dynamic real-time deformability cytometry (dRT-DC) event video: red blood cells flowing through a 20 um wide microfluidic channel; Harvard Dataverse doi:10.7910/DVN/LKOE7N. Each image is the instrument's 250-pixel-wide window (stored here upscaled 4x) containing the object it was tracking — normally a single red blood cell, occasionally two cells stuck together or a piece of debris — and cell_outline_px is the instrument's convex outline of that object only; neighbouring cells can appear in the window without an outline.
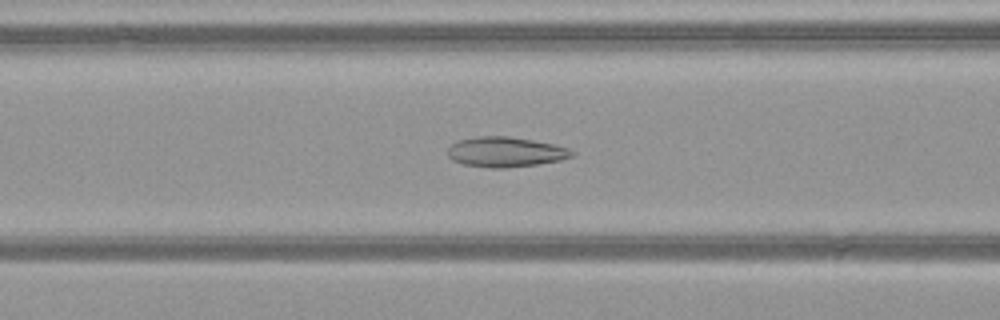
{"species": "common noctule bat (a hibernating species)", "species_latin": "Nyctalus noctula", "temperature_condition": "warm", "stored_images_in_passage": 36, "camera_frame_rate_fps": 3000, "um_per_image_px": 0.085, "animal": {"sex": "female", "body_mass_g": 21.9}, "frame": {"image": 1, "passage_image": 13, "time_ms": 4.0, "image_size_px": [1000, 320], "cell_outline_px": [[576, 152], [572, 156], [560, 160], [536, 164], [504, 168], [492, 168], [464, 164], [452, 160], [448, 156], [448, 148], [452, 144], [460, 140], [476, 136], [508, 136], [556, 144], [568, 148]], "centroid_in_image_um": [42.98, 12.91], "position_along_channel_um": 123.6, "area_um2": 21.68}}
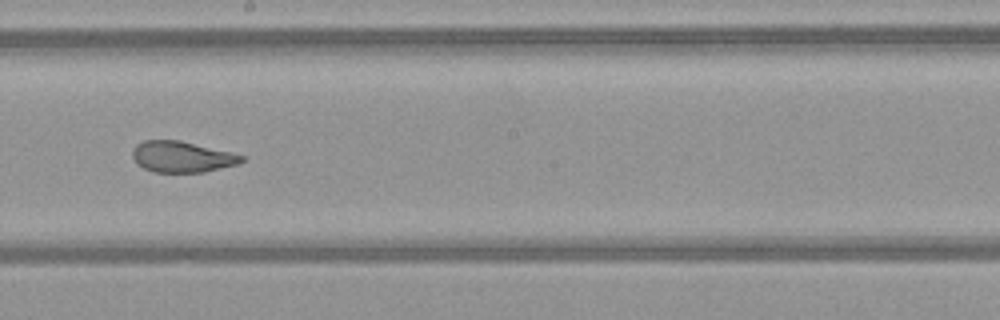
{"frame": {"image": 2, "passage_image": 21, "time_ms": 6.667, "image_size_px": [1000, 320], "cell_outline_px": [[244, 160], [240, 164], [204, 172], [156, 172], [144, 168], [136, 164], [132, 156], [132, 148], [136, 144], [144, 140], [180, 140], [232, 152], [244, 156]], "centroid_in_image_um": [15.47, 13.32], "position_along_channel_um": 232.7, "area_um2": 19.94}}
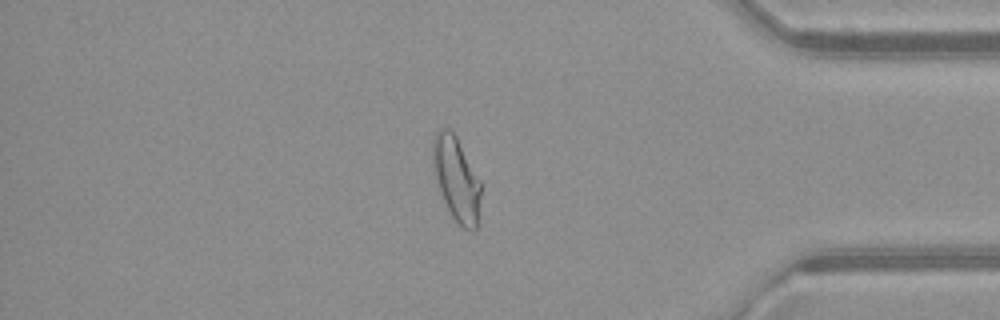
{"frame": {"image": 3, "passage_image": 35, "time_ms": 11.333, "image_size_px": [1000, 320], "cell_outline_px": [[480, 196], [476, 228], [472, 232], [464, 228], [452, 216], [444, 200], [432, 164], [432, 140], [436, 132], [440, 128], [452, 128], [480, 180]], "centroid_in_image_um": [38.78, 15.14], "position_along_channel_um": 396.4, "area_um2": 23.18}}